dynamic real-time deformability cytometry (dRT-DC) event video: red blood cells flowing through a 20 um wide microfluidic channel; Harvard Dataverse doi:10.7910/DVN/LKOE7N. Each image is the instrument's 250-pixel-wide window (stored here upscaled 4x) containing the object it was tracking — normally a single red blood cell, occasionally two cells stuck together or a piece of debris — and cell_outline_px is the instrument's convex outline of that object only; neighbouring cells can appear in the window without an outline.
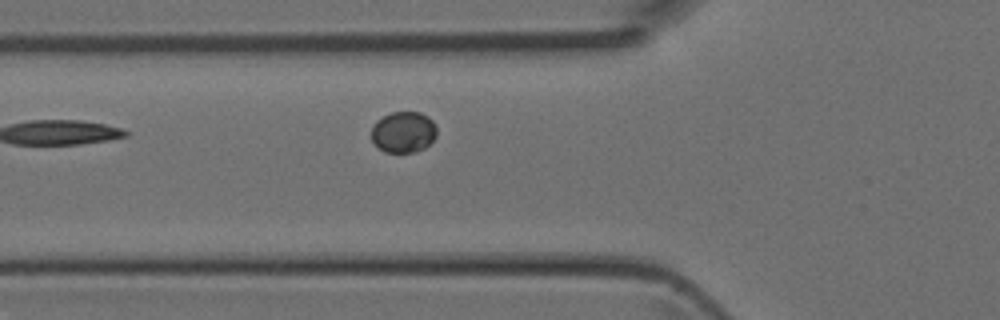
{"species": "Egyptian fruit bat (a non-hibernating species)", "species_latin": "Rousettus aegyptiacus", "temperature_condition": "room temperature", "stored_images_in_passage": 4, "camera_frame_rate_fps": 3000, "um_per_image_px": 0.085, "animal": {"sex": "female"}, "frame": {"image": 1, "passage_image": 4, "time_ms": 1.0, "image_size_px": [1000, 320], "cell_outline_px": [[436, 136], [424, 148], [416, 152], [384, 152], [372, 140], [372, 128], [376, 120], [392, 112], [420, 112], [428, 116], [432, 120], [436, 128]], "centroid_in_image_um": [34.3, 11.22], "position_along_channel_um": 91.5, "area_um2": 15.55}}